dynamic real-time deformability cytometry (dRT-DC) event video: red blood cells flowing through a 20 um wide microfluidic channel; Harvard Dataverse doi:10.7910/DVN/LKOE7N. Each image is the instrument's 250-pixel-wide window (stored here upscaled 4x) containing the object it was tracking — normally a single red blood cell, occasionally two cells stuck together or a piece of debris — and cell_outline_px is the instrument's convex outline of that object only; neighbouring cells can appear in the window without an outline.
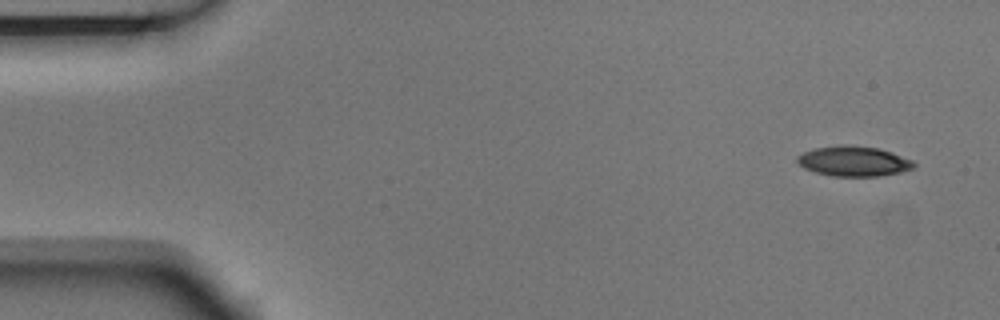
{"species": "Egyptian fruit bat (a non-hibernating species)", "species_latin": "Rousettus aegyptiacus", "temperature_condition": "room temperature", "stored_images_in_passage": 4, "camera_frame_rate_fps": 3000, "um_per_image_px": 0.085, "animal": {"sex": "male"}, "frame": {"image": 1, "passage_image": 1, "time_ms": 0.0, "image_size_px": [1000, 320], "cell_outline_px": [[916, 164], [912, 168], [900, 172], [876, 176], [832, 176], [816, 172], [804, 168], [796, 160], [796, 156], [812, 148], [840, 144], [852, 144], [880, 148], [892, 152], [912, 160]], "centroid_in_image_um": [72.53, 13.67], "position_along_channel_um": 12.5, "area_um2": 20.63}}
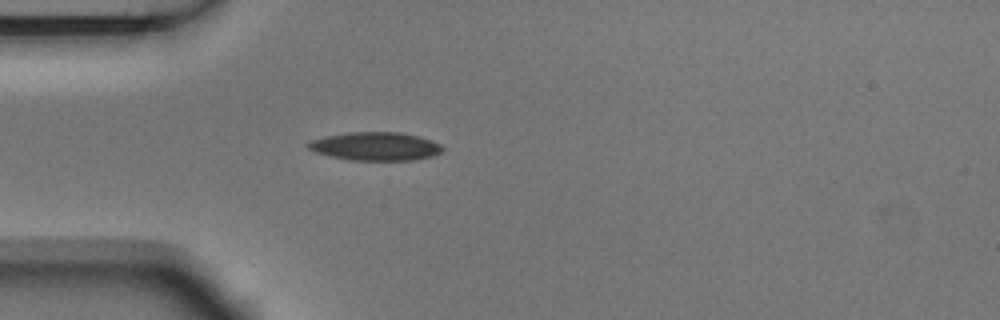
{"frame": {"image": 2, "passage_image": 4, "time_ms": 1.0, "image_size_px": [1000, 320], "cell_outline_px": [[444, 148], [440, 152], [432, 156], [412, 160], [348, 160], [328, 156], [316, 152], [308, 148], [308, 144], [312, 140], [324, 136], [348, 132], [400, 132], [420, 136], [440, 144]], "centroid_in_image_um": [31.91, 12.43], "position_along_channel_um": 53.1, "area_um2": 22.2}}